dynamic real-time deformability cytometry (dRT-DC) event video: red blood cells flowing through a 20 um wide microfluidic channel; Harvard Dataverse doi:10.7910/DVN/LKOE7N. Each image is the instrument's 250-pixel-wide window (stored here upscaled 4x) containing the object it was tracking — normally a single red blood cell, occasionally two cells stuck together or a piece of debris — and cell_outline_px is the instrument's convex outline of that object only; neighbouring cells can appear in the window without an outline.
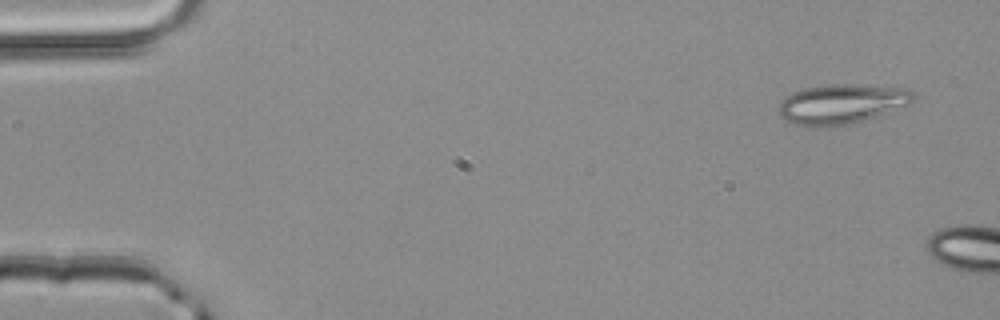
{"species": "common noctule bat (a hibernating species)", "species_latin": "Nyctalus noctula", "temperature_condition": "room temperature", "stored_images_in_passage": 3, "camera_frame_rate_fps": 3000, "um_per_image_px": 0.085, "animal": {"sex": "male", "body_mass_g": 20.4}, "frame": {"image": 1, "passage_image": 1, "time_ms": 0.0, "image_size_px": [1000, 320], "cell_outline_px": [[916, 96], [908, 104], [848, 124], [808, 128], [792, 124], [784, 120], [780, 116], [780, 100], [792, 92], [804, 88], [832, 84], [856, 84], [904, 88], [912, 92]], "centroid_in_image_um": [71.44, 8.83], "position_along_channel_um": 13.6, "area_um2": 30.81}}